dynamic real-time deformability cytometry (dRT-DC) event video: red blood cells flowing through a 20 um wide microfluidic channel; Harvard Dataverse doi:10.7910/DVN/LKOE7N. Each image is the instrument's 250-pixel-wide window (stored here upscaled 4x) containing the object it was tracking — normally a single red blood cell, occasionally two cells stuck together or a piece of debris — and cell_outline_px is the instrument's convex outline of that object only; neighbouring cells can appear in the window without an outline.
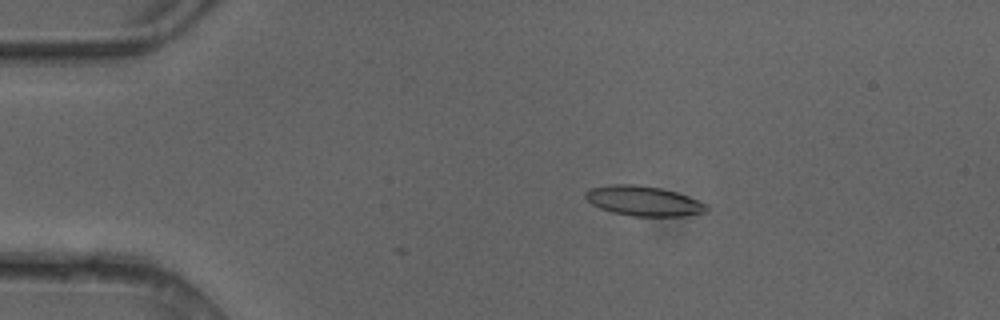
{"species": "common noctule bat (a hibernating species)", "species_latin": "Nyctalus noctula", "temperature_condition": "cold", "stored_images_in_passage": 6, "camera_frame_rate_fps": 3000, "um_per_image_px": 0.085, "animal": {"sex": "female"}, "frame": {"image": 1, "passage_image": 3, "time_ms": 0.667, "image_size_px": [1000, 320], "cell_outline_px": [[708, 212], [684, 216], [632, 216], [612, 212], [600, 208], [592, 204], [584, 196], [584, 192], [588, 188], [612, 184], [632, 184], [660, 188], [676, 192], [688, 196], [708, 204]], "centroid_in_image_um": [54.71, 17.08], "position_along_channel_um": 30.3, "area_um2": 21.21}}
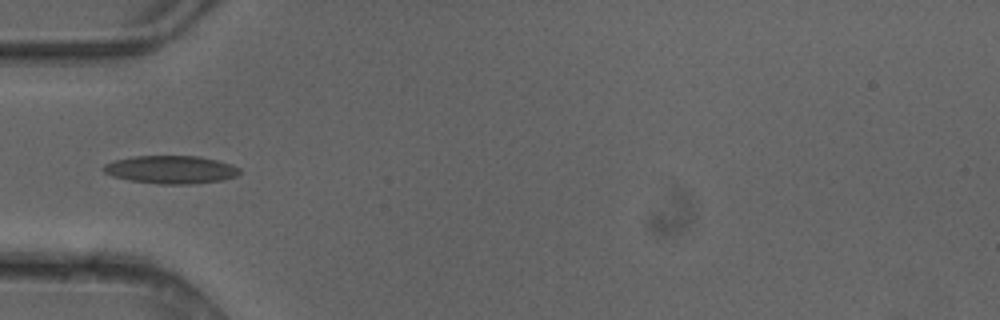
{"frame": {"image": 2, "passage_image": 5, "time_ms": 1.333, "image_size_px": [1000, 320], "cell_outline_px": [[240, 172], [236, 176], [224, 180], [192, 184], [156, 184], [128, 180], [112, 176], [104, 172], [100, 168], [104, 164], [116, 160], [132, 156], [200, 156], [232, 164], [240, 168]], "centroid_in_image_um": [14.52, 14.42], "position_along_channel_um": 70.5, "area_um2": 22.43}}
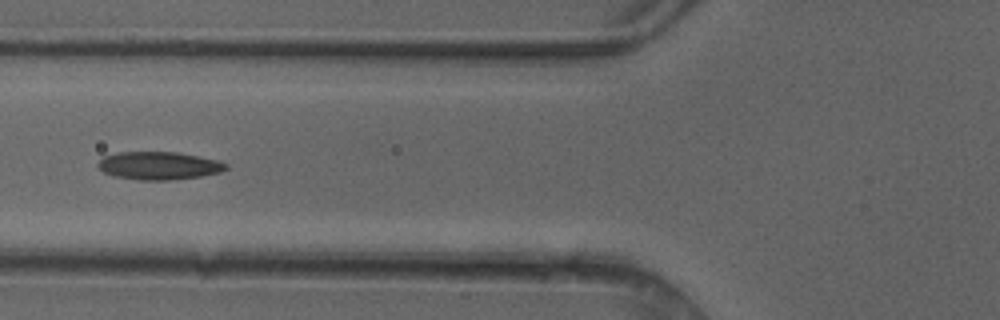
{"frame": {"image": 3, "passage_image": 6, "time_ms": 1.667, "image_size_px": [1000, 320], "cell_outline_px": [[228, 168], [220, 172], [200, 176], [172, 180], [140, 180], [112, 176], [104, 172], [96, 164], [104, 156], [116, 152], [176, 152], [216, 160], [228, 164]], "centroid_in_image_um": [13.47, 14.08], "position_along_channel_um": 112.3, "area_um2": 20.75}}